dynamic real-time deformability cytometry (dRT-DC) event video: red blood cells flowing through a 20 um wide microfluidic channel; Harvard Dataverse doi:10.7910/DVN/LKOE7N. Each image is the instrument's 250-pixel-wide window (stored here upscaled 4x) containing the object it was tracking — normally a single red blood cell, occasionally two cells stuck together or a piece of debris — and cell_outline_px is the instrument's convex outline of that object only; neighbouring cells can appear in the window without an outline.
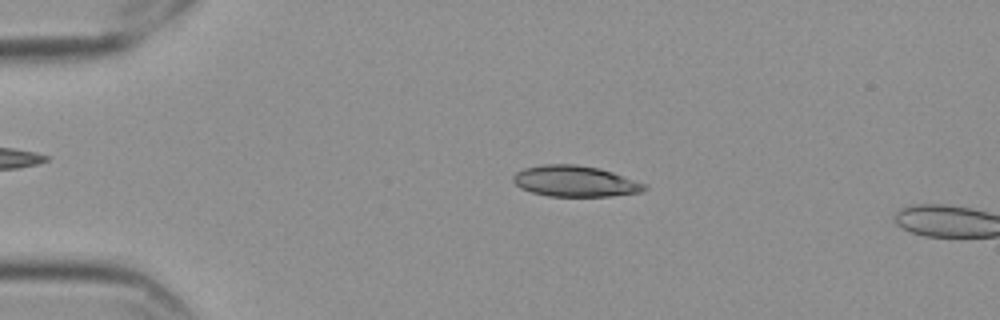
{"species": "Egyptian fruit bat (a non-hibernating species)", "species_latin": "Rousettus aegyptiacus", "temperature_condition": "cold", "stored_images_in_passage": 57, "camera_frame_rate_fps": 3000, "um_per_image_px": 0.085, "frame": {"image": 1, "passage_image": 12, "time_ms": 3.667, "image_size_px": [1000, 320], "cell_outline_px": [[648, 188], [640, 192], [612, 196], [548, 196], [532, 192], [520, 188], [512, 180], [512, 176], [516, 172], [524, 168], [544, 164], [576, 164], [600, 168], [648, 184]], "centroid_in_image_um": [48.89, 15.4], "position_along_channel_um": 36.1, "area_um2": 23.81}}
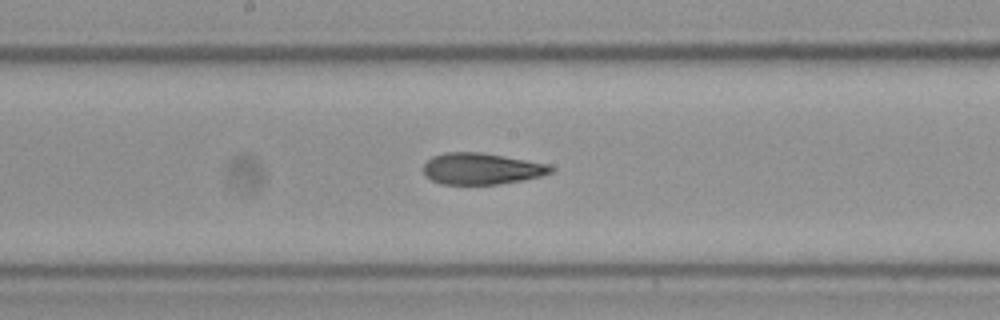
{"frame": {"image": 2, "passage_image": 30, "time_ms": 9.667, "image_size_px": [1000, 320], "cell_outline_px": [[556, 168], [552, 172], [540, 176], [524, 180], [500, 184], [440, 184], [424, 176], [424, 164], [432, 156], [444, 152], [480, 152], [548, 164]], "centroid_in_image_um": [40.92, 14.34], "position_along_channel_um": 207.3, "area_um2": 23.35}}
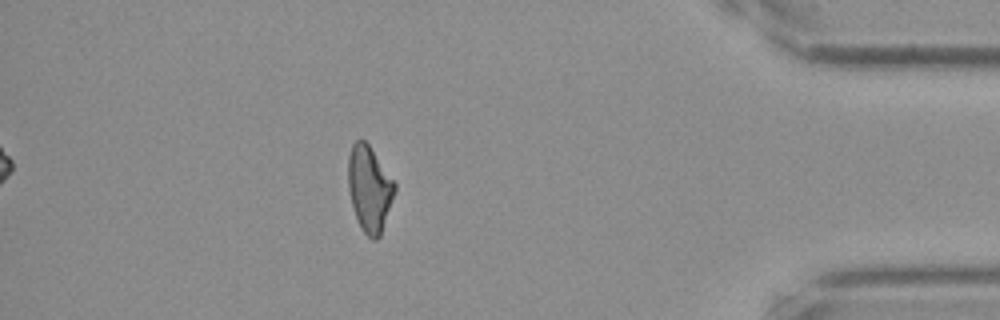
{"frame": {"image": 3, "passage_image": 50, "time_ms": 16.333, "image_size_px": [1000, 320], "cell_outline_px": [[396, 192], [380, 236], [376, 240], [372, 240], [360, 228], [352, 204], [348, 188], [348, 156], [352, 144], [356, 140], [364, 140], [368, 144], [396, 184]], "centroid_in_image_um": [31.4, 16.06], "position_along_channel_um": 403.8, "area_um2": 23.18}}